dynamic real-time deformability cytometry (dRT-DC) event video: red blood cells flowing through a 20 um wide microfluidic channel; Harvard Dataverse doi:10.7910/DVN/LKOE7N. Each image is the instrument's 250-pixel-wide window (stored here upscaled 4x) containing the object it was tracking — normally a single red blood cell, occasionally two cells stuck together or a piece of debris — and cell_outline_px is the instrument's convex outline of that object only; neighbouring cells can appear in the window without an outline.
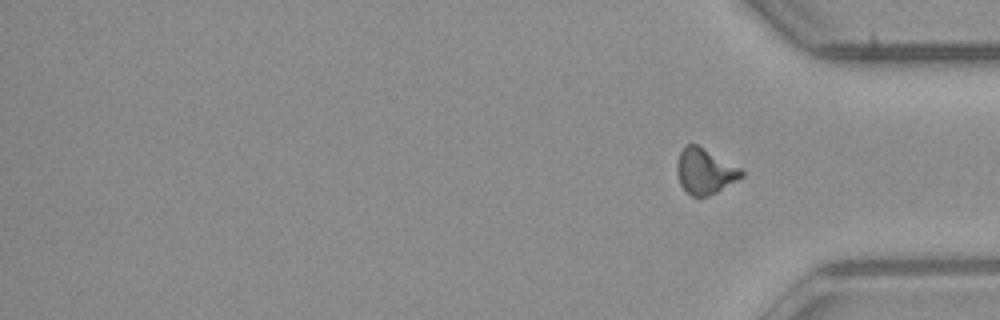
{"species": "common noctule bat (a hibernating species)", "species_latin": "Nyctalus noctula", "temperature_condition": "room temperature", "stored_images_in_passage": 54, "segment_of_instrument_passage": [2, 2], "camera_frame_rate_fps": 3000, "um_per_image_px": 0.085, "animal": {"sex": "male", "body_mass_g": 23.1, "forearm_length_mm": 52.7}, "frame": {"image": 1, "passage_image": 54, "time_ms": 17.667, "image_size_px": [1000, 320], "cell_outline_px": [[744, 176], [716, 192], [708, 196], [692, 196], [680, 184], [676, 172], [676, 164], [680, 152], [688, 144], [696, 144], [740, 168], [744, 172]], "centroid_in_image_um": [59.9, 14.56], "position_along_channel_um": 375.3, "area_um2": 16.76}}